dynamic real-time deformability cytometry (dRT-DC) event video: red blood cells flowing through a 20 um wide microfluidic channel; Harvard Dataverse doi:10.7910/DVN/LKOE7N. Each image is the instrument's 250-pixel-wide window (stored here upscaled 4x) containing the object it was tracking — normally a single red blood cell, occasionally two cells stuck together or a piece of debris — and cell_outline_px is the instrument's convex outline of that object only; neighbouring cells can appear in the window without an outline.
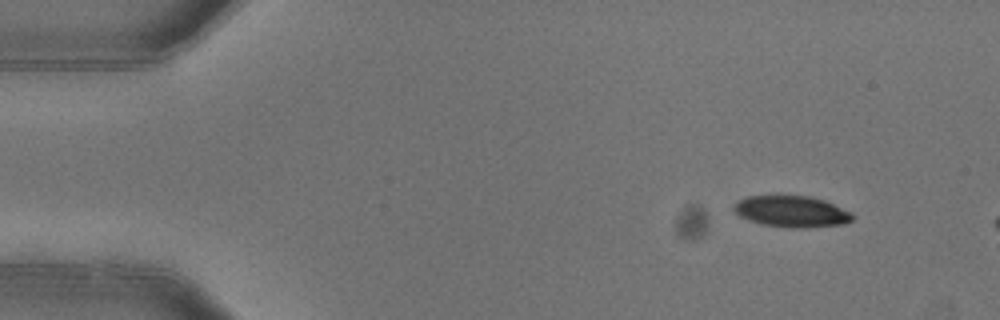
{"species": "common noctule bat (a hibernating species)", "species_latin": "Nyctalus noctula", "temperature_condition": "warm", "stored_images_in_passage": 3, "camera_frame_rate_fps": 3000, "um_per_image_px": 0.085, "animal": {"sex": "female"}, "frame": {"image": 1, "passage_image": 1, "time_ms": 0.0, "image_size_px": [1000, 320], "cell_outline_px": [[856, 216], [852, 220], [844, 224], [804, 228], [796, 228], [764, 224], [740, 216], [732, 208], [740, 200], [748, 196], [808, 196], [824, 200], [852, 212]], "centroid_in_image_um": [67.36, 17.98], "position_along_channel_um": 17.6, "area_um2": 21.33}}
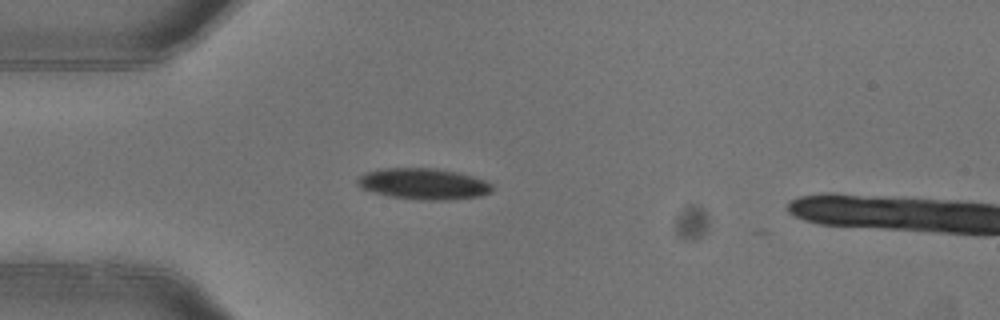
{"frame": {"image": 2, "passage_image": 3, "time_ms": 0.667, "image_size_px": [1000, 320], "cell_outline_px": [[492, 192], [480, 196], [452, 200], [420, 200], [388, 196], [372, 192], [360, 188], [356, 184], [356, 180], [364, 172], [376, 168], [436, 168], [456, 172], [472, 176], [484, 180], [492, 184]], "centroid_in_image_um": [35.95, 15.63], "position_along_channel_um": 49.1, "area_um2": 24.8}}